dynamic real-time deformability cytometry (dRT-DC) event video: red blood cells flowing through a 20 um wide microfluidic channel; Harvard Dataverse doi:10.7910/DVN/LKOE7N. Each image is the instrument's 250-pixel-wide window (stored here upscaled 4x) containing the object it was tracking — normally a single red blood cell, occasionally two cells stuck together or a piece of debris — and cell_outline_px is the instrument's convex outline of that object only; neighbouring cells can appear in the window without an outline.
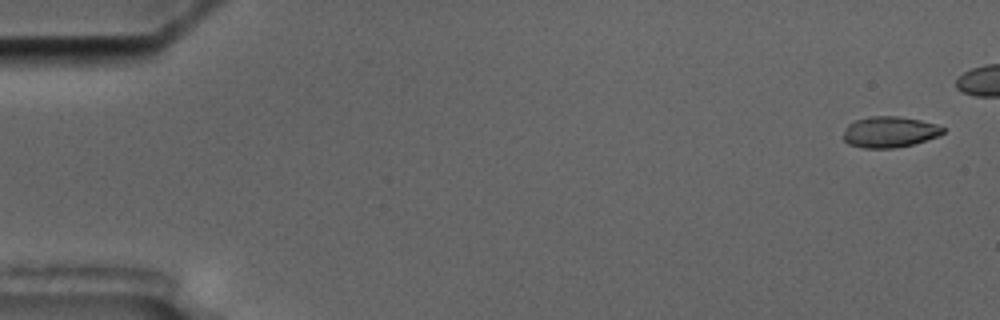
{"species": "common noctule bat (a hibernating species)", "species_latin": "Nyctalus noctula", "temperature_condition": "cold", "stored_images_in_passage": 4, "camera_frame_rate_fps": 3000, "um_per_image_px": 0.085, "animal": {"sex": "male", "body_mass_g": 17.5, "forearm_length_mm": 52.3}, "frame": {"image": 1, "passage_image": 1, "time_ms": 0.0, "image_size_px": [1000, 320], "cell_outline_px": [[944, 132], [936, 136], [912, 144], [892, 148], [864, 148], [848, 144], [844, 140], [844, 132], [848, 124], [856, 120], [872, 116], [896, 116], [920, 120], [936, 124], [944, 128]], "centroid_in_image_um": [75.58, 11.21], "position_along_channel_um": 9.4, "area_um2": 17.69}}